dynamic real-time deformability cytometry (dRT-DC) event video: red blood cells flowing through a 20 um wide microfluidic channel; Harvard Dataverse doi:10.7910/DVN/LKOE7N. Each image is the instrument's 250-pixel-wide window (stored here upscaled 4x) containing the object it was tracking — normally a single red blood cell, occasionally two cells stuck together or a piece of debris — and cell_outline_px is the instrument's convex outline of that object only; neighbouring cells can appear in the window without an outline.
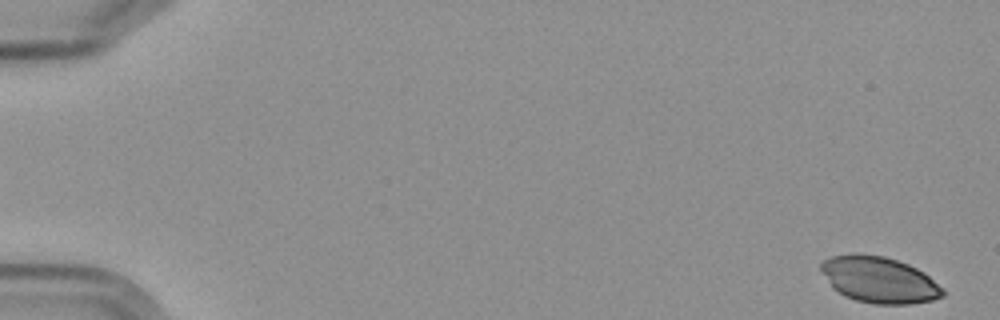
{"species": "Egyptian fruit bat (a non-hibernating species)", "species_latin": "Rousettus aegyptiacus", "temperature_condition": "cold", "stored_images_in_passage": 6, "segment_of_instrument_passage": [2, 2], "camera_frame_rate_fps": 3000, "um_per_image_px": 0.085, "frame": {"image": 1, "passage_image": 6, "time_ms": 6.0, "image_size_px": [1000, 320], "cell_outline_px": [[948, 292], [944, 296], [932, 300], [908, 304], [876, 304], [856, 300], [844, 296], [832, 288], [820, 268], [820, 264], [824, 260], [832, 256], [856, 252], [884, 256], [908, 264], [924, 272], [944, 288]], "centroid_in_image_um": [74.75, 23.77], "position_along_channel_um": 10.3, "area_um2": 33.06}}